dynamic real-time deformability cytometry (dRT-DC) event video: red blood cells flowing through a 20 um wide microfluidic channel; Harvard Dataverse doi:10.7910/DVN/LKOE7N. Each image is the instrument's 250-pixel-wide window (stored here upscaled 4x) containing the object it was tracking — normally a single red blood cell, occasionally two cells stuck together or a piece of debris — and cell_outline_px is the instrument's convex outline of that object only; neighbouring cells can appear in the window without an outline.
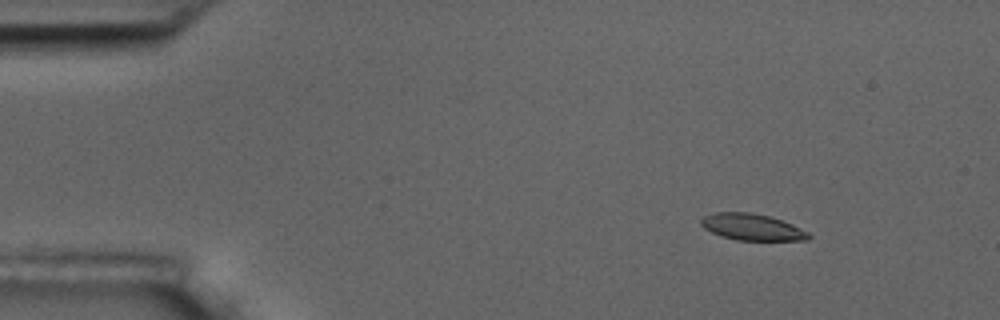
{"species": "common noctule bat (a hibernating species)", "species_latin": "Nyctalus noctula", "temperature_condition": "room temperature", "stored_images_in_passage": 7, "camera_frame_rate_fps": 3000, "um_per_image_px": 0.085, "animal": {"sex": "male", "body_mass_g": 17.5, "forearm_length_mm": 52.3}, "frame": {"image": 1, "passage_image": 2, "time_ms": 1.0, "image_size_px": [1000, 320], "cell_outline_px": [[812, 236], [808, 240], [736, 240], [720, 236], [704, 228], [700, 224], [700, 220], [704, 216], [716, 212], [748, 212], [768, 216], [792, 224], [808, 232]], "centroid_in_image_um": [63.9, 19.3], "position_along_channel_um": 21.1, "area_um2": 16.53}}
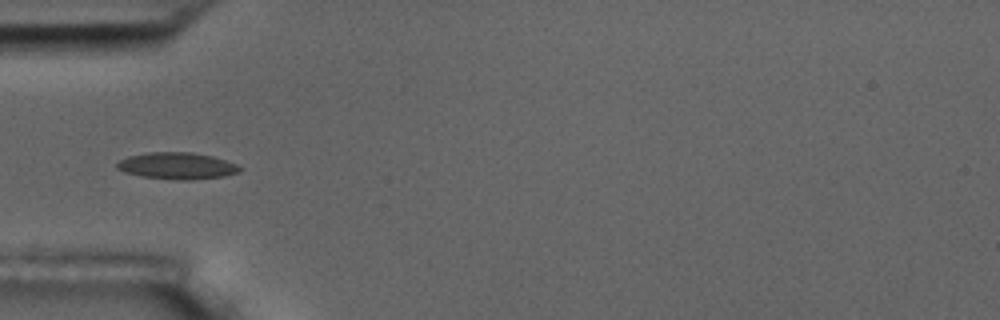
{"frame": {"image": 2, "passage_image": 5, "time_ms": 4.667, "image_size_px": [1000, 320], "cell_outline_px": [[244, 168], [240, 172], [224, 176], [192, 180], [176, 180], [140, 176], [124, 172], [116, 168], [116, 164], [120, 160], [128, 156], [148, 152], [192, 152], [212, 156], [236, 164]], "centroid_in_image_um": [15.05, 14.1], "position_along_channel_um": 69.9, "area_um2": 19.25}}